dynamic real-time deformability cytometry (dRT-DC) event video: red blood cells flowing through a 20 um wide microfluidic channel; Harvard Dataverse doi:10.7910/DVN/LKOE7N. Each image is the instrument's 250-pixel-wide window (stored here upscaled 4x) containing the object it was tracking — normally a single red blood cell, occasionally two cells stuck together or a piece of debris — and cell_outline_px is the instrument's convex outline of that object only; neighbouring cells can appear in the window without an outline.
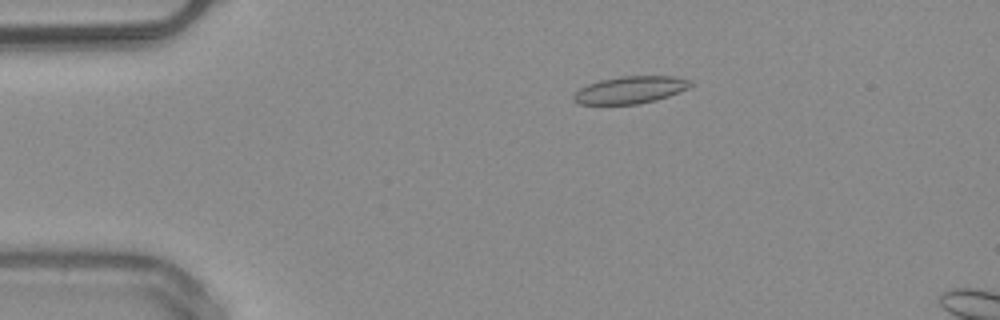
{"species": "common noctule bat (a hibernating species)", "species_latin": "Nyctalus noctula", "temperature_condition": "warm", "stored_images_in_passage": 11, "camera_frame_rate_fps": 3000, "um_per_image_px": 0.085, "animal": {"sex": "male", "body_mass_g": 20.4}, "frame": {"image": 1, "passage_image": 7, "time_ms": 2.0, "image_size_px": [1000, 320], "cell_outline_px": [[692, 84], [688, 88], [668, 96], [656, 100], [636, 104], [580, 104], [572, 100], [572, 96], [580, 88], [588, 84], [600, 80], [620, 76], [672, 76], [692, 80]], "centroid_in_image_um": [53.56, 7.63], "position_along_channel_um": 31.4, "area_um2": 18.5}}